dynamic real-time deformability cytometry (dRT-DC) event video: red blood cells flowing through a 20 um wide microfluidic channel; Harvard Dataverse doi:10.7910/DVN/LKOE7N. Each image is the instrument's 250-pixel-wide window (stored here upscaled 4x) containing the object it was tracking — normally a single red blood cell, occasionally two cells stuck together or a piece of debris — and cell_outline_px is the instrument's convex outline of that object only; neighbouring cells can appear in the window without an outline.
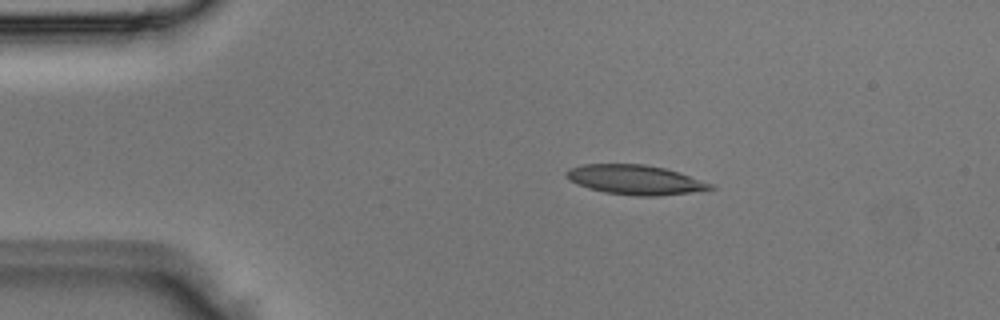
{"species": "Egyptian fruit bat (a non-hibernating species)", "species_latin": "Rousettus aegyptiacus", "temperature_condition": "room temperature", "stored_images_in_passage": 2, "camera_frame_rate_fps": 3000, "um_per_image_px": 0.085, "animal": {"sex": "male"}, "frame": {"image": 1, "passage_image": 1, "time_ms": 0.0, "image_size_px": [1000, 320], "cell_outline_px": [[716, 188], [688, 192], [656, 196], [636, 196], [604, 192], [568, 180], [564, 172], [568, 168], [584, 164], [644, 164], [664, 168], [680, 172], [716, 184]], "centroid_in_image_um": [54.02, 15.27], "position_along_channel_um": 31.0, "area_um2": 24.8}}